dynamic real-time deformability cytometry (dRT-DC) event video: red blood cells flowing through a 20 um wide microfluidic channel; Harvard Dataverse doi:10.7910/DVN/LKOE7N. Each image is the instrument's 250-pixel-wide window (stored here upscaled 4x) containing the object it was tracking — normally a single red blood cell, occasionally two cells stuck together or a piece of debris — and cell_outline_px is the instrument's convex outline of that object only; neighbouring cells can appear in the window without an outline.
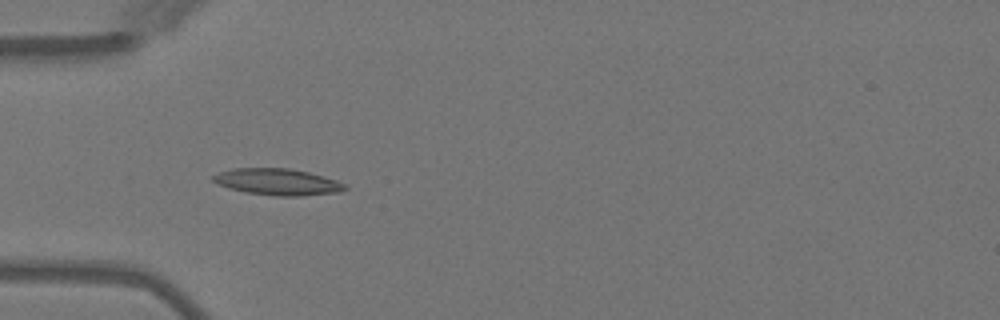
{"species": "Egyptian fruit bat (a non-hibernating species)", "species_latin": "Rousettus aegyptiacus", "temperature_condition": "warm", "stored_images_in_passage": 5, "camera_frame_rate_fps": 3000, "um_per_image_px": 0.085, "animal": {"sex": "female"}, "frame": {"image": 1, "passage_image": 5, "time_ms": 4.667, "image_size_px": [1000, 320], "cell_outline_px": [[348, 188], [340, 192], [300, 196], [276, 196], [244, 192], [228, 188], [216, 184], [212, 180], [212, 176], [220, 172], [232, 168], [288, 168], [308, 172], [336, 180], [344, 184]], "centroid_in_image_um": [23.56, 15.46], "position_along_channel_um": 61.4, "area_um2": 20.4}}